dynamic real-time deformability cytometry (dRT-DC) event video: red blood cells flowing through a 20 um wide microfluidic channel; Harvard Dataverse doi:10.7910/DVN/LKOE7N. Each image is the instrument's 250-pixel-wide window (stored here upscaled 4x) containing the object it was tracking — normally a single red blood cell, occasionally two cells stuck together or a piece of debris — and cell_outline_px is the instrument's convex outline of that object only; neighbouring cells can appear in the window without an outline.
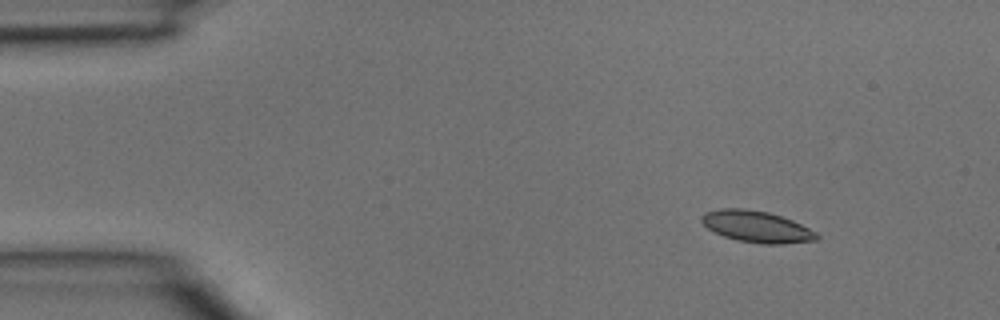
{"species": "common noctule bat (a hibernating species)", "species_latin": "Nyctalus noctula", "temperature_condition": "room temperature", "stored_images_in_passage": 4, "camera_frame_rate_fps": 3000, "um_per_image_px": 0.085, "animal": {"sex": "male", "body_mass_g": 15.6}, "frame": {"image": 1, "passage_image": 1, "time_ms": 0.0, "image_size_px": [1000, 320], "cell_outline_px": [[820, 236], [816, 240], [784, 244], [760, 244], [736, 240], [724, 236], [708, 228], [700, 220], [700, 216], [704, 212], [720, 208], [744, 208], [768, 212], [792, 220], [816, 232]], "centroid_in_image_um": [64.29, 19.26], "position_along_channel_um": 20.7, "area_um2": 21.15}}